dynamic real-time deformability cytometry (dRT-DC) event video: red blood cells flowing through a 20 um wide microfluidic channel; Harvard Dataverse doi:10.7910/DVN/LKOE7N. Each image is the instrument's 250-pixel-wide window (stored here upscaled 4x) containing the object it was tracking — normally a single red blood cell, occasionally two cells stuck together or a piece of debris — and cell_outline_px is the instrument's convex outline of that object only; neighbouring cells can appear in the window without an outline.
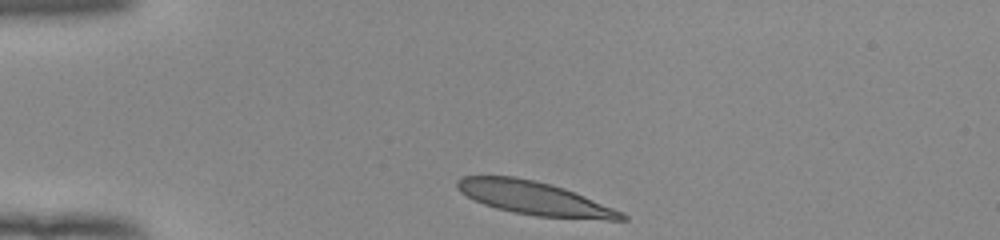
{"species": "human", "species_latin": "Homo sapiens", "temperature_condition": "room temperature", "stored_images_in_passage": 34, "camera_frame_rate_fps": 3000, "um_per_image_px": 0.085, "donor": {"sex": "female"}, "frame": {"image": 1, "passage_image": 1, "time_ms": 0.0, "image_size_px": [1000, 240], "cell_outline_px": [[628, 220], [608, 220], [536, 216], [512, 212], [496, 208], [484, 204], [460, 192], [456, 188], [456, 180], [460, 176], [516, 176], [564, 188], [624, 212], [628, 216]], "centroid_in_image_um": [45.43, 16.86], "position_along_channel_um": 39.6, "area_um2": 31.91}}
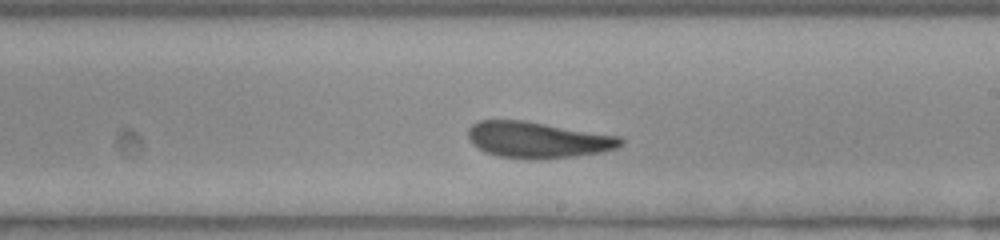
{"frame": {"image": 2, "passage_image": 20, "time_ms": 6.333, "image_size_px": [1000, 240], "cell_outline_px": [[624, 144], [616, 148], [600, 152], [572, 156], [500, 156], [484, 152], [472, 144], [468, 140], [468, 128], [472, 124], [480, 120], [524, 120], [620, 136], [624, 140]], "centroid_in_image_um": [45.69, 11.83], "position_along_channel_um": 243.3, "area_um2": 31.21}}
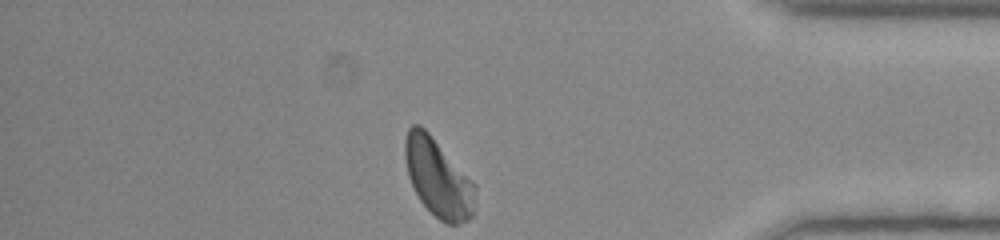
{"frame": {"image": 3, "passage_image": 34, "time_ms": 11.0, "image_size_px": [1000, 240], "cell_outline_px": [[476, 188], [472, 216], [468, 220], [456, 224], [444, 224], [420, 200], [408, 176], [404, 160], [404, 140], [408, 128], [412, 124], [420, 124], [428, 132], [476, 184]], "centroid_in_image_um": [37.22, 15.1], "position_along_channel_um": 398.0, "area_um2": 31.85}, "authors_computed_cell_mechanics": {"area_um2": 32.1657, "velocity_mm_per_s": 3.8771, "shape_relaxation_time_tau1_ms": 4.14, "shape_relaxation_time_tau2_ms": 1.4889, "deformation_change_tau1": 0.1776, "deformation_change_tau2": 0.0575}}